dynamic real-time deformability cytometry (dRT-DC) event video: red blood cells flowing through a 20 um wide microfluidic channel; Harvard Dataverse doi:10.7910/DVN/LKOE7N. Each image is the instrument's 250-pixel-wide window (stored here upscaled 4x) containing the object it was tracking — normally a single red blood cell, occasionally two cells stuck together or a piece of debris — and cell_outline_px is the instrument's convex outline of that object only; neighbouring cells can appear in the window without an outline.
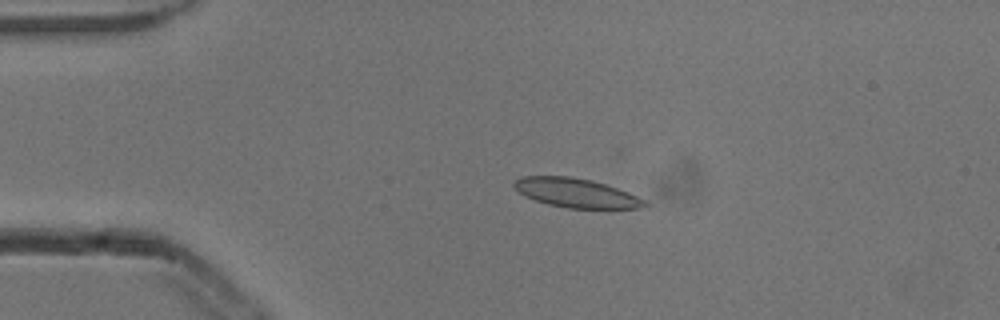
{"species": "common noctule bat (a hibernating species)", "species_latin": "Nyctalus noctula", "temperature_condition": "cold", "stored_images_in_passage": 4, "camera_frame_rate_fps": 3000, "um_per_image_px": 0.085, "animal": {"sex": "male", "body_mass_g": 13.3}, "frame": {"image": 1, "passage_image": 3, "time_ms": 0.667, "image_size_px": [1000, 320], "cell_outline_px": [[652, 204], [648, 208], [568, 208], [548, 204], [524, 196], [512, 184], [516, 180], [524, 176], [568, 176], [592, 180], [628, 192]], "centroid_in_image_um": [49.02, 16.41], "position_along_channel_um": 36.0, "area_um2": 22.02}}